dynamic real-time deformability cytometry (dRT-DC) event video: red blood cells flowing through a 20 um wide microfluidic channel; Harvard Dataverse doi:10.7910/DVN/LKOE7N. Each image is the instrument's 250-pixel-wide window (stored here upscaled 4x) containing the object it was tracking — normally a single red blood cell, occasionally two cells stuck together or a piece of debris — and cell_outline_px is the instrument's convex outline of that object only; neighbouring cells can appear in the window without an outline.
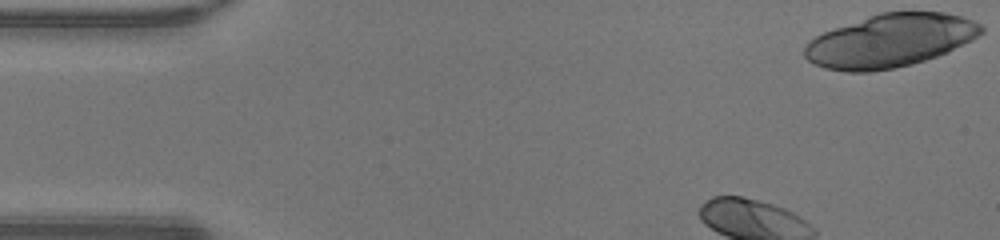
{"species": "human", "species_latin": "Homo sapiens", "temperature_condition": "warm", "stored_images_in_passage": 34, "segment_of_instrument_passage": [1, 2], "camera_frame_rate_fps": 3000, "um_per_image_px": 0.085, "donor": {"sex": "male"}, "frame": {"image": 1, "passage_image": 1, "time_ms": 0.0, "image_size_px": [1000, 240], "cell_outline_px": [[984, 32], [972, 40], [948, 52], [912, 64], [872, 72], [848, 72], [824, 68], [812, 64], [804, 56], [804, 48], [808, 40], [824, 32], [880, 12], [944, 12], [964, 16], [980, 24], [984, 28]], "centroid_in_image_um": [75.66, 3.46], "position_along_channel_um": 9.3, "area_um2": 54.68}}